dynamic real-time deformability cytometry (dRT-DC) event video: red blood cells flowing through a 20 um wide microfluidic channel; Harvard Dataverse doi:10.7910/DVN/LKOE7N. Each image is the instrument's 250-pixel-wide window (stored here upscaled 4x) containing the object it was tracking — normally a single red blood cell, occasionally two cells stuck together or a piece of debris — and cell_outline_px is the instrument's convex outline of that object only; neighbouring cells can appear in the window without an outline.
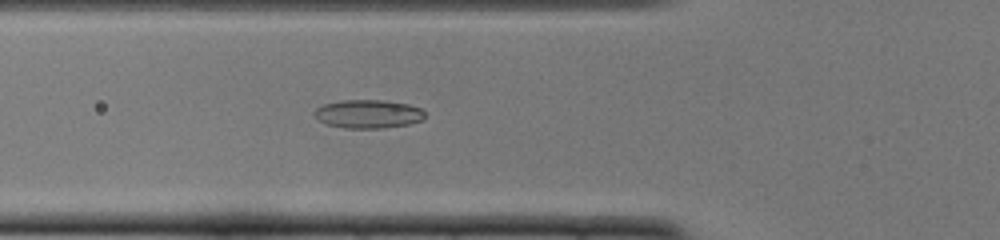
{"species": "common noctule bat (a hibernating species)", "species_latin": "Nyctalus noctula", "temperature_condition": "cold", "stored_images_in_passage": 51, "camera_frame_rate_fps": 3000, "um_per_image_px": 0.085, "animal": {"sex": "female", "body_mass_g": 22.0, "forearm_length_mm": 56.7}, "frame": {"image": 1, "passage_image": 18, "time_ms": 5.667, "image_size_px": [1000, 240], "cell_outline_px": [[424, 120], [408, 124], [384, 128], [344, 128], [328, 124], [320, 120], [312, 112], [316, 108], [324, 104], [340, 100], [384, 100], [408, 104], [420, 108], [424, 112]], "centroid_in_image_um": [31.3, 9.68], "position_along_channel_um": 94.5, "area_um2": 18.32}}
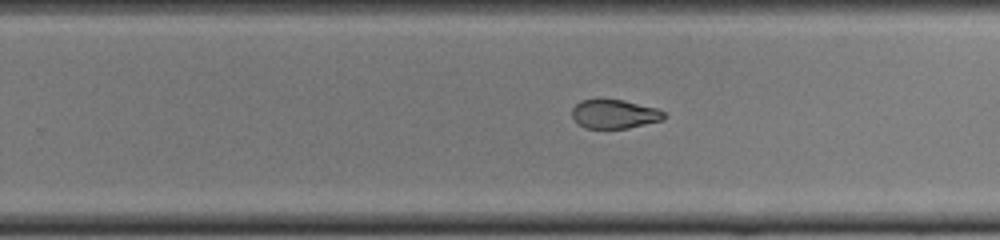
{"frame": {"image": 2, "passage_image": 32, "time_ms": 10.333, "image_size_px": [1000, 240], "cell_outline_px": [[664, 120], [628, 128], [584, 128], [572, 116], [572, 108], [580, 100], [600, 96], [624, 100], [660, 108], [664, 112]], "centroid_in_image_um": [52.22, 9.64], "position_along_channel_um": 277.6, "area_um2": 16.13}}
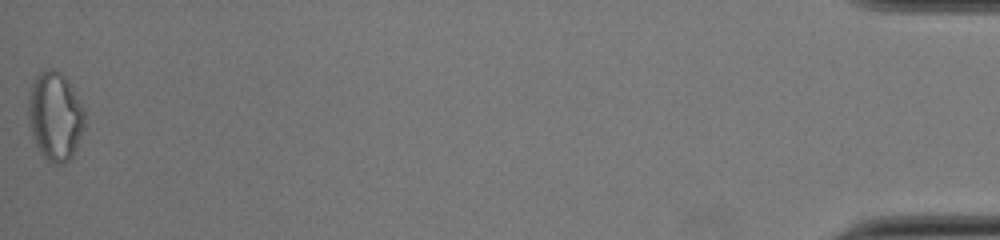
{"frame": {"image": 3, "passage_image": 51, "time_ms": 16.667, "image_size_px": [1000, 240], "cell_outline_px": [[84, 128], [72, 156], [64, 164], [56, 164], [48, 160], [40, 152], [36, 144], [32, 132], [28, 116], [28, 96], [32, 80], [40, 72], [48, 68], [52, 68], [60, 72], [68, 80], [84, 108]], "centroid_in_image_um": [4.68, 9.84], "position_along_channel_um": 430.5, "area_um2": 29.02}, "authors_computed_cell_mechanics": {"area_um2": 17.8602, "velocity_mm_per_s": 3.929, "shape_relaxation_time_tau1_ms": null, "shape_relaxation_time_tau2_ms": 1.9938, "deformation_change_tau1": null, "deformation_change_tau2": 0.0776}}